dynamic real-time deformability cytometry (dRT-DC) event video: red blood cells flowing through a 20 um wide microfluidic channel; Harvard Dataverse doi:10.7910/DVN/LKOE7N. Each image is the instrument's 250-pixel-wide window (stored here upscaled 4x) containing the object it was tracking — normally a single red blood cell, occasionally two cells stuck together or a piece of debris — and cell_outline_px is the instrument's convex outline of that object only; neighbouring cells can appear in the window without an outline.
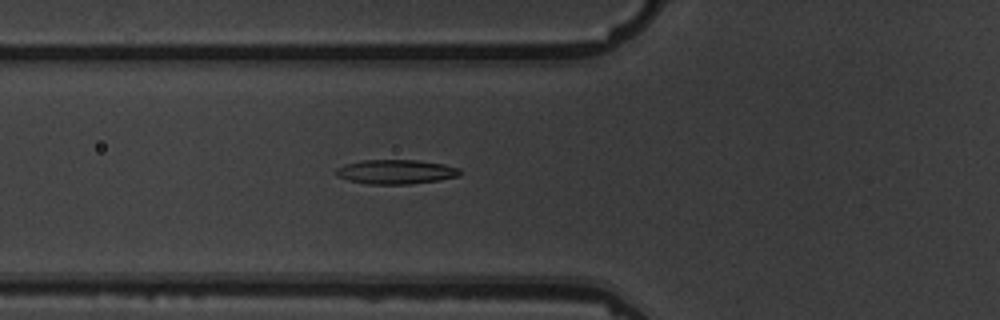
{"species": "common noctule bat (a hibernating species)", "species_latin": "Nyctalus noctula", "temperature_condition": "warm", "stored_images_in_passage": 5, "camera_frame_rate_fps": 3000, "um_per_image_px": 0.085, "animal": {"sex": "male", "body_mass_g": 19.5, "forearm_length_mm": 54.6}, "frame": {"image": 1, "passage_image": 5, "time_ms": 4.667, "image_size_px": [1000, 320], "cell_outline_px": [[460, 176], [440, 180], [408, 184], [368, 184], [348, 180], [336, 176], [336, 168], [344, 164], [364, 160], [416, 160], [444, 164], [460, 168]], "centroid_in_image_um": [33.65, 14.6], "position_along_channel_um": 92.2, "area_um2": 17.63}}